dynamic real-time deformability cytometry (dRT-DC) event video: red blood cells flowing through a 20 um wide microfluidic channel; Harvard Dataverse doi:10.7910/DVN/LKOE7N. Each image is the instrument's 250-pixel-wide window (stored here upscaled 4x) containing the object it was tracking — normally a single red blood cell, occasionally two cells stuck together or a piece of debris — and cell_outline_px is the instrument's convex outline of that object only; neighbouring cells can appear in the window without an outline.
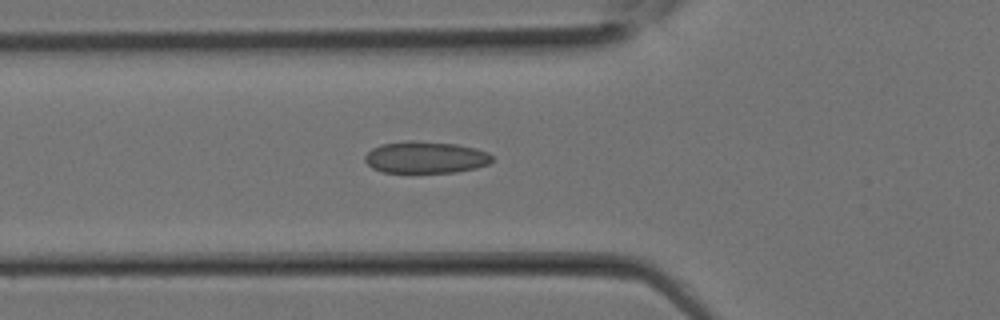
{"species": "Egyptian fruit bat (a non-hibernating species)", "species_latin": "Rousettus aegyptiacus", "temperature_condition": "room temperature", "stored_images_in_passage": 5, "camera_frame_rate_fps": 3000, "um_per_image_px": 0.085, "animal": {"sex": "female"}, "frame": {"image": 1, "passage_image": 3, "time_ms": 0.667, "image_size_px": [1000, 320], "cell_outline_px": [[492, 160], [488, 164], [476, 168], [456, 172], [384, 172], [372, 168], [364, 160], [364, 156], [372, 148], [380, 144], [408, 140], [412, 140], [456, 144], [476, 148], [488, 152], [492, 156]], "centroid_in_image_um": [36.16, 13.36], "position_along_channel_um": 89.6, "area_um2": 23.64}}
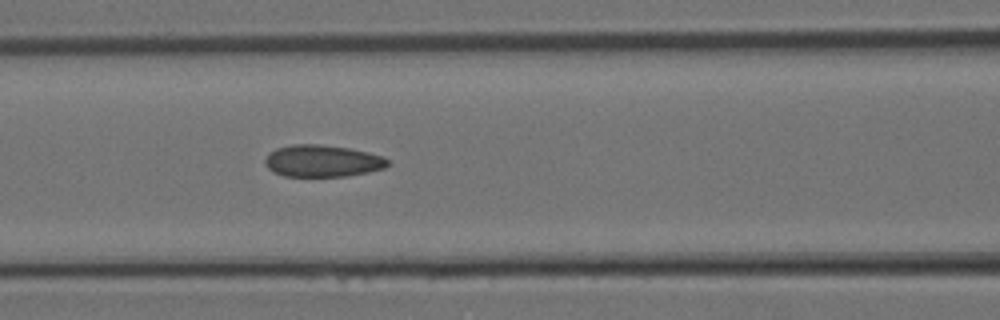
{"frame": {"image": 2, "passage_image": 5, "time_ms": 1.333, "image_size_px": [1000, 320], "cell_outline_px": [[388, 164], [384, 168], [368, 172], [348, 176], [284, 176], [272, 172], [268, 168], [264, 160], [268, 152], [276, 148], [292, 144], [316, 144], [348, 148], [368, 152], [384, 156], [388, 160]], "centroid_in_image_um": [27.38, 13.68], "position_along_channel_um": 139.2, "area_um2": 22.89}}